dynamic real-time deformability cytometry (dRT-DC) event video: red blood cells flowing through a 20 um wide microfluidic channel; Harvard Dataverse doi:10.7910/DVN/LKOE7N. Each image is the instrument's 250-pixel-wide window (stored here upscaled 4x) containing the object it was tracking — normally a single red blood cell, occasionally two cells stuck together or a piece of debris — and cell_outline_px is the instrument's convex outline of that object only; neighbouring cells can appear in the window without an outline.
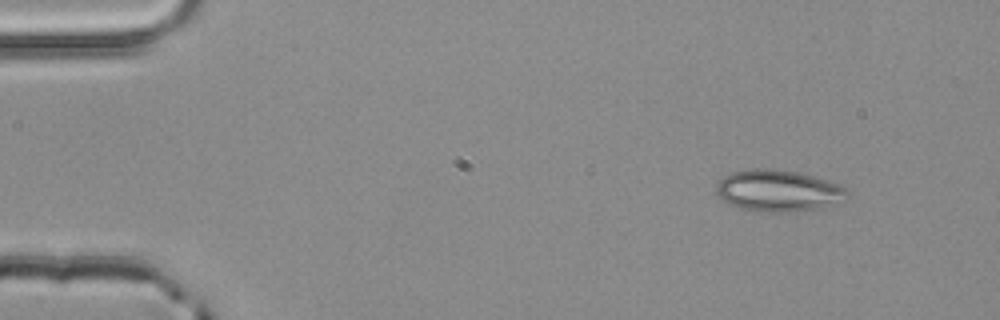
{"species": "common noctule bat (a hibernating species)", "species_latin": "Nyctalus noctula", "temperature_condition": "room temperature", "stored_images_in_passage": 3, "camera_frame_rate_fps": 3000, "um_per_image_px": 0.085, "animal": {"sex": "male", "body_mass_g": 20.4}, "frame": {"image": 1, "passage_image": 1, "time_ms": 0.0, "image_size_px": [1000, 320], "cell_outline_px": [[852, 192], [844, 200], [820, 208], [796, 212], [768, 212], [740, 208], [728, 204], [716, 196], [716, 184], [720, 176], [732, 172], [752, 168], [776, 168], [800, 172], [840, 184]], "centroid_in_image_um": [66.14, 16.2], "position_along_channel_um": 18.9, "area_um2": 32.48}}